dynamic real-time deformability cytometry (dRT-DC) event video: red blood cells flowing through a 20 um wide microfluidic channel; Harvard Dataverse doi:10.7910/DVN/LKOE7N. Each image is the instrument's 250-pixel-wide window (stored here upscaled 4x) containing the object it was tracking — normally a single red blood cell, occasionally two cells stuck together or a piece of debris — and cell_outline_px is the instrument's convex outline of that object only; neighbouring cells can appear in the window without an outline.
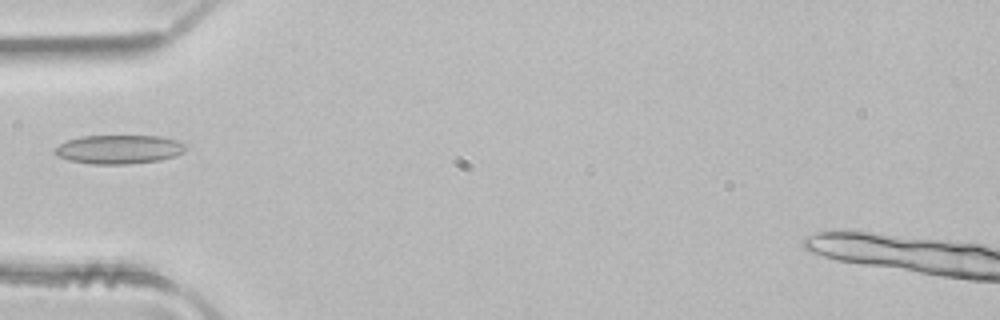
{"species": "common noctule bat (a hibernating species)", "species_latin": "Nyctalus noctula", "temperature_condition": "room temperature", "stored_images_in_passage": 4, "camera_frame_rate_fps": 3000, "um_per_image_px": 0.085, "animal": {"sex": "male", "body_mass_g": 21.5, "forearm_length_mm": 52.0}, "frame": {"image": 1, "passage_image": 4, "time_ms": 1.0, "image_size_px": [1000, 320], "cell_outline_px": [[188, 148], [184, 152], [176, 156], [160, 160], [128, 164], [92, 164], [68, 160], [52, 152], [52, 148], [68, 140], [80, 136], [160, 136], [176, 140], [184, 144]], "centroid_in_image_um": [10.11, 12.7], "position_along_channel_um": 74.9, "area_um2": 22.14}}